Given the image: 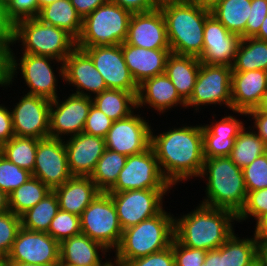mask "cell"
<instances>
[{
  "mask_svg": "<svg viewBox=\"0 0 267 266\" xmlns=\"http://www.w3.org/2000/svg\"><path fill=\"white\" fill-rule=\"evenodd\" d=\"M12 41H0V87H10Z\"/></svg>",
  "mask_w": 267,
  "mask_h": 266,
  "instance_id": "obj_50",
  "label": "cell"
},
{
  "mask_svg": "<svg viewBox=\"0 0 267 266\" xmlns=\"http://www.w3.org/2000/svg\"><path fill=\"white\" fill-rule=\"evenodd\" d=\"M254 236L260 246H267V214L262 216L255 224Z\"/></svg>",
  "mask_w": 267,
  "mask_h": 266,
  "instance_id": "obj_56",
  "label": "cell"
},
{
  "mask_svg": "<svg viewBox=\"0 0 267 266\" xmlns=\"http://www.w3.org/2000/svg\"><path fill=\"white\" fill-rule=\"evenodd\" d=\"M143 118L132 113L127 118L113 121L104 138L106 148L126 156L147 150L151 144L152 128L151 123Z\"/></svg>",
  "mask_w": 267,
  "mask_h": 266,
  "instance_id": "obj_16",
  "label": "cell"
},
{
  "mask_svg": "<svg viewBox=\"0 0 267 266\" xmlns=\"http://www.w3.org/2000/svg\"><path fill=\"white\" fill-rule=\"evenodd\" d=\"M249 128L244 127L240 131L229 156L232 162L241 169L267 152L265 142L252 130L251 126Z\"/></svg>",
  "mask_w": 267,
  "mask_h": 266,
  "instance_id": "obj_36",
  "label": "cell"
},
{
  "mask_svg": "<svg viewBox=\"0 0 267 266\" xmlns=\"http://www.w3.org/2000/svg\"><path fill=\"white\" fill-rule=\"evenodd\" d=\"M175 266H203L207 251L182 245L175 237L172 241Z\"/></svg>",
  "mask_w": 267,
  "mask_h": 266,
  "instance_id": "obj_45",
  "label": "cell"
},
{
  "mask_svg": "<svg viewBox=\"0 0 267 266\" xmlns=\"http://www.w3.org/2000/svg\"><path fill=\"white\" fill-rule=\"evenodd\" d=\"M8 266H45L40 264H27V263H8Z\"/></svg>",
  "mask_w": 267,
  "mask_h": 266,
  "instance_id": "obj_64",
  "label": "cell"
},
{
  "mask_svg": "<svg viewBox=\"0 0 267 266\" xmlns=\"http://www.w3.org/2000/svg\"><path fill=\"white\" fill-rule=\"evenodd\" d=\"M248 192L267 188V152L242 169Z\"/></svg>",
  "mask_w": 267,
  "mask_h": 266,
  "instance_id": "obj_43",
  "label": "cell"
},
{
  "mask_svg": "<svg viewBox=\"0 0 267 266\" xmlns=\"http://www.w3.org/2000/svg\"><path fill=\"white\" fill-rule=\"evenodd\" d=\"M163 176L158 160L151 146L135 155L127 156L116 183L107 193H120L135 189H171Z\"/></svg>",
  "mask_w": 267,
  "mask_h": 266,
  "instance_id": "obj_10",
  "label": "cell"
},
{
  "mask_svg": "<svg viewBox=\"0 0 267 266\" xmlns=\"http://www.w3.org/2000/svg\"><path fill=\"white\" fill-rule=\"evenodd\" d=\"M183 1H186V2H189L192 4H196L203 9L211 11L213 8H215L223 0H183Z\"/></svg>",
  "mask_w": 267,
  "mask_h": 266,
  "instance_id": "obj_58",
  "label": "cell"
},
{
  "mask_svg": "<svg viewBox=\"0 0 267 266\" xmlns=\"http://www.w3.org/2000/svg\"><path fill=\"white\" fill-rule=\"evenodd\" d=\"M106 266H121V265H119L118 263H116V262H111L110 261V263L109 264H107Z\"/></svg>",
  "mask_w": 267,
  "mask_h": 266,
  "instance_id": "obj_67",
  "label": "cell"
},
{
  "mask_svg": "<svg viewBox=\"0 0 267 266\" xmlns=\"http://www.w3.org/2000/svg\"><path fill=\"white\" fill-rule=\"evenodd\" d=\"M80 49L89 55L108 89L138 93V85L126 65L121 44Z\"/></svg>",
  "mask_w": 267,
  "mask_h": 266,
  "instance_id": "obj_18",
  "label": "cell"
},
{
  "mask_svg": "<svg viewBox=\"0 0 267 266\" xmlns=\"http://www.w3.org/2000/svg\"><path fill=\"white\" fill-rule=\"evenodd\" d=\"M174 215L163 209L158 215L123 230L121 242L115 250L114 262H127L162 251L174 239Z\"/></svg>",
  "mask_w": 267,
  "mask_h": 266,
  "instance_id": "obj_5",
  "label": "cell"
},
{
  "mask_svg": "<svg viewBox=\"0 0 267 266\" xmlns=\"http://www.w3.org/2000/svg\"><path fill=\"white\" fill-rule=\"evenodd\" d=\"M137 93L106 89L92 96L93 105L113 121L129 117L137 109Z\"/></svg>",
  "mask_w": 267,
  "mask_h": 266,
  "instance_id": "obj_31",
  "label": "cell"
},
{
  "mask_svg": "<svg viewBox=\"0 0 267 266\" xmlns=\"http://www.w3.org/2000/svg\"><path fill=\"white\" fill-rule=\"evenodd\" d=\"M37 18L43 23L63 29L77 40L82 31V18L70 0H58L43 7Z\"/></svg>",
  "mask_w": 267,
  "mask_h": 266,
  "instance_id": "obj_30",
  "label": "cell"
},
{
  "mask_svg": "<svg viewBox=\"0 0 267 266\" xmlns=\"http://www.w3.org/2000/svg\"><path fill=\"white\" fill-rule=\"evenodd\" d=\"M63 81L77 87L73 94L82 96L92 97L108 89L89 55L78 47L64 60Z\"/></svg>",
  "mask_w": 267,
  "mask_h": 266,
  "instance_id": "obj_21",
  "label": "cell"
},
{
  "mask_svg": "<svg viewBox=\"0 0 267 266\" xmlns=\"http://www.w3.org/2000/svg\"><path fill=\"white\" fill-rule=\"evenodd\" d=\"M9 107L0 104V146L15 136Z\"/></svg>",
  "mask_w": 267,
  "mask_h": 266,
  "instance_id": "obj_51",
  "label": "cell"
},
{
  "mask_svg": "<svg viewBox=\"0 0 267 266\" xmlns=\"http://www.w3.org/2000/svg\"><path fill=\"white\" fill-rule=\"evenodd\" d=\"M57 266H71V265H68V264H58Z\"/></svg>",
  "mask_w": 267,
  "mask_h": 266,
  "instance_id": "obj_70",
  "label": "cell"
},
{
  "mask_svg": "<svg viewBox=\"0 0 267 266\" xmlns=\"http://www.w3.org/2000/svg\"><path fill=\"white\" fill-rule=\"evenodd\" d=\"M199 177L207 180L206 198L201 204L240 213L246 203L247 189L242 169L229 156L205 159Z\"/></svg>",
  "mask_w": 267,
  "mask_h": 266,
  "instance_id": "obj_4",
  "label": "cell"
},
{
  "mask_svg": "<svg viewBox=\"0 0 267 266\" xmlns=\"http://www.w3.org/2000/svg\"><path fill=\"white\" fill-rule=\"evenodd\" d=\"M47 233L59 243L81 234L80 216L59 210L51 221Z\"/></svg>",
  "mask_w": 267,
  "mask_h": 266,
  "instance_id": "obj_40",
  "label": "cell"
},
{
  "mask_svg": "<svg viewBox=\"0 0 267 266\" xmlns=\"http://www.w3.org/2000/svg\"><path fill=\"white\" fill-rule=\"evenodd\" d=\"M10 1L11 0H0V3L4 4L5 6H7Z\"/></svg>",
  "mask_w": 267,
  "mask_h": 266,
  "instance_id": "obj_68",
  "label": "cell"
},
{
  "mask_svg": "<svg viewBox=\"0 0 267 266\" xmlns=\"http://www.w3.org/2000/svg\"><path fill=\"white\" fill-rule=\"evenodd\" d=\"M246 114L248 119L252 116L251 119L254 121L252 128L267 146V114L262 113L258 108L250 110ZM255 129L257 131H255Z\"/></svg>",
  "mask_w": 267,
  "mask_h": 266,
  "instance_id": "obj_53",
  "label": "cell"
},
{
  "mask_svg": "<svg viewBox=\"0 0 267 266\" xmlns=\"http://www.w3.org/2000/svg\"><path fill=\"white\" fill-rule=\"evenodd\" d=\"M51 191L42 181L31 176L24 184L9 194V209L14 214L21 216Z\"/></svg>",
  "mask_w": 267,
  "mask_h": 266,
  "instance_id": "obj_37",
  "label": "cell"
},
{
  "mask_svg": "<svg viewBox=\"0 0 267 266\" xmlns=\"http://www.w3.org/2000/svg\"><path fill=\"white\" fill-rule=\"evenodd\" d=\"M32 176L51 190L63 185L73 176L68 166L64 139L52 137L39 139Z\"/></svg>",
  "mask_w": 267,
  "mask_h": 266,
  "instance_id": "obj_15",
  "label": "cell"
},
{
  "mask_svg": "<svg viewBox=\"0 0 267 266\" xmlns=\"http://www.w3.org/2000/svg\"><path fill=\"white\" fill-rule=\"evenodd\" d=\"M167 30L171 53L199 57L202 54L204 25L211 11L183 0L159 5Z\"/></svg>",
  "mask_w": 267,
  "mask_h": 266,
  "instance_id": "obj_3",
  "label": "cell"
},
{
  "mask_svg": "<svg viewBox=\"0 0 267 266\" xmlns=\"http://www.w3.org/2000/svg\"><path fill=\"white\" fill-rule=\"evenodd\" d=\"M59 210L57 196L52 190L34 207L20 216L21 227L29 231L47 233L51 221Z\"/></svg>",
  "mask_w": 267,
  "mask_h": 266,
  "instance_id": "obj_35",
  "label": "cell"
},
{
  "mask_svg": "<svg viewBox=\"0 0 267 266\" xmlns=\"http://www.w3.org/2000/svg\"><path fill=\"white\" fill-rule=\"evenodd\" d=\"M21 42L22 53L48 56L63 61L76 48V40L66 31L43 23L37 17L14 24L12 44Z\"/></svg>",
  "mask_w": 267,
  "mask_h": 266,
  "instance_id": "obj_6",
  "label": "cell"
},
{
  "mask_svg": "<svg viewBox=\"0 0 267 266\" xmlns=\"http://www.w3.org/2000/svg\"><path fill=\"white\" fill-rule=\"evenodd\" d=\"M38 142L39 139L33 137L14 136L0 146V153L10 162L33 173Z\"/></svg>",
  "mask_w": 267,
  "mask_h": 266,
  "instance_id": "obj_39",
  "label": "cell"
},
{
  "mask_svg": "<svg viewBox=\"0 0 267 266\" xmlns=\"http://www.w3.org/2000/svg\"><path fill=\"white\" fill-rule=\"evenodd\" d=\"M21 55L22 57L18 58L13 52V49H11L10 84L14 82V78H17L16 76L19 73L17 71L19 69L21 71V78L24 79L25 85L29 88L27 94L41 96L49 100H54L59 97L57 94L58 80L54 73L55 70L51 66V61L58 63L57 65L60 63L58 74L59 77L61 76V80H64V62L48 56H38L28 53H22Z\"/></svg>",
  "mask_w": 267,
  "mask_h": 266,
  "instance_id": "obj_9",
  "label": "cell"
},
{
  "mask_svg": "<svg viewBox=\"0 0 267 266\" xmlns=\"http://www.w3.org/2000/svg\"><path fill=\"white\" fill-rule=\"evenodd\" d=\"M158 6L167 2L175 1V0H153Z\"/></svg>",
  "mask_w": 267,
  "mask_h": 266,
  "instance_id": "obj_65",
  "label": "cell"
},
{
  "mask_svg": "<svg viewBox=\"0 0 267 266\" xmlns=\"http://www.w3.org/2000/svg\"><path fill=\"white\" fill-rule=\"evenodd\" d=\"M231 68L232 72L265 70L267 68V42L255 37L241 38Z\"/></svg>",
  "mask_w": 267,
  "mask_h": 266,
  "instance_id": "obj_34",
  "label": "cell"
},
{
  "mask_svg": "<svg viewBox=\"0 0 267 266\" xmlns=\"http://www.w3.org/2000/svg\"><path fill=\"white\" fill-rule=\"evenodd\" d=\"M249 266H260L258 261L256 260L253 264L249 265Z\"/></svg>",
  "mask_w": 267,
  "mask_h": 266,
  "instance_id": "obj_69",
  "label": "cell"
},
{
  "mask_svg": "<svg viewBox=\"0 0 267 266\" xmlns=\"http://www.w3.org/2000/svg\"><path fill=\"white\" fill-rule=\"evenodd\" d=\"M132 13L107 2L100 5L82 20V31L76 47L120 45L125 42Z\"/></svg>",
  "mask_w": 267,
  "mask_h": 266,
  "instance_id": "obj_7",
  "label": "cell"
},
{
  "mask_svg": "<svg viewBox=\"0 0 267 266\" xmlns=\"http://www.w3.org/2000/svg\"><path fill=\"white\" fill-rule=\"evenodd\" d=\"M14 24L7 16L6 6L0 3V41H13Z\"/></svg>",
  "mask_w": 267,
  "mask_h": 266,
  "instance_id": "obj_54",
  "label": "cell"
},
{
  "mask_svg": "<svg viewBox=\"0 0 267 266\" xmlns=\"http://www.w3.org/2000/svg\"><path fill=\"white\" fill-rule=\"evenodd\" d=\"M267 93L265 70L232 72L231 76V110L244 115L257 109Z\"/></svg>",
  "mask_w": 267,
  "mask_h": 266,
  "instance_id": "obj_22",
  "label": "cell"
},
{
  "mask_svg": "<svg viewBox=\"0 0 267 266\" xmlns=\"http://www.w3.org/2000/svg\"><path fill=\"white\" fill-rule=\"evenodd\" d=\"M32 173L10 162L0 153V189L8 195L24 184Z\"/></svg>",
  "mask_w": 267,
  "mask_h": 266,
  "instance_id": "obj_41",
  "label": "cell"
},
{
  "mask_svg": "<svg viewBox=\"0 0 267 266\" xmlns=\"http://www.w3.org/2000/svg\"><path fill=\"white\" fill-rule=\"evenodd\" d=\"M122 8L133 13H144L152 11L159 6L153 0H110Z\"/></svg>",
  "mask_w": 267,
  "mask_h": 266,
  "instance_id": "obj_52",
  "label": "cell"
},
{
  "mask_svg": "<svg viewBox=\"0 0 267 266\" xmlns=\"http://www.w3.org/2000/svg\"><path fill=\"white\" fill-rule=\"evenodd\" d=\"M201 63L232 67L240 37L228 31L212 14L204 25Z\"/></svg>",
  "mask_w": 267,
  "mask_h": 266,
  "instance_id": "obj_19",
  "label": "cell"
},
{
  "mask_svg": "<svg viewBox=\"0 0 267 266\" xmlns=\"http://www.w3.org/2000/svg\"><path fill=\"white\" fill-rule=\"evenodd\" d=\"M56 1L58 0H39V12L43 7H46Z\"/></svg>",
  "mask_w": 267,
  "mask_h": 266,
  "instance_id": "obj_63",
  "label": "cell"
},
{
  "mask_svg": "<svg viewBox=\"0 0 267 266\" xmlns=\"http://www.w3.org/2000/svg\"><path fill=\"white\" fill-rule=\"evenodd\" d=\"M81 232L115 251L123 234L114 202L107 192H100L80 216Z\"/></svg>",
  "mask_w": 267,
  "mask_h": 266,
  "instance_id": "obj_8",
  "label": "cell"
},
{
  "mask_svg": "<svg viewBox=\"0 0 267 266\" xmlns=\"http://www.w3.org/2000/svg\"><path fill=\"white\" fill-rule=\"evenodd\" d=\"M136 98L137 108H144L147 105L148 108L159 112V115L167 113L177 105L186 108V102L179 96L176 87L165 73L148 78L139 84Z\"/></svg>",
  "mask_w": 267,
  "mask_h": 266,
  "instance_id": "obj_26",
  "label": "cell"
},
{
  "mask_svg": "<svg viewBox=\"0 0 267 266\" xmlns=\"http://www.w3.org/2000/svg\"><path fill=\"white\" fill-rule=\"evenodd\" d=\"M60 262L71 266H106L111 260L102 262V258L109 250L100 243L90 239L87 235L79 234L60 242ZM100 251L102 252L100 254ZM110 259V260H109Z\"/></svg>",
  "mask_w": 267,
  "mask_h": 266,
  "instance_id": "obj_27",
  "label": "cell"
},
{
  "mask_svg": "<svg viewBox=\"0 0 267 266\" xmlns=\"http://www.w3.org/2000/svg\"><path fill=\"white\" fill-rule=\"evenodd\" d=\"M250 9L251 0H223L211 10V14L228 31L240 38H246V24Z\"/></svg>",
  "mask_w": 267,
  "mask_h": 266,
  "instance_id": "obj_33",
  "label": "cell"
},
{
  "mask_svg": "<svg viewBox=\"0 0 267 266\" xmlns=\"http://www.w3.org/2000/svg\"><path fill=\"white\" fill-rule=\"evenodd\" d=\"M59 245L48 233L29 231L21 227L4 260L7 263L57 266L60 262Z\"/></svg>",
  "mask_w": 267,
  "mask_h": 266,
  "instance_id": "obj_13",
  "label": "cell"
},
{
  "mask_svg": "<svg viewBox=\"0 0 267 266\" xmlns=\"http://www.w3.org/2000/svg\"><path fill=\"white\" fill-rule=\"evenodd\" d=\"M10 211L9 209V195L0 189V213Z\"/></svg>",
  "mask_w": 267,
  "mask_h": 266,
  "instance_id": "obj_59",
  "label": "cell"
},
{
  "mask_svg": "<svg viewBox=\"0 0 267 266\" xmlns=\"http://www.w3.org/2000/svg\"><path fill=\"white\" fill-rule=\"evenodd\" d=\"M169 189H135L109 193L117 210L122 229L158 215L163 208V197Z\"/></svg>",
  "mask_w": 267,
  "mask_h": 266,
  "instance_id": "obj_12",
  "label": "cell"
},
{
  "mask_svg": "<svg viewBox=\"0 0 267 266\" xmlns=\"http://www.w3.org/2000/svg\"><path fill=\"white\" fill-rule=\"evenodd\" d=\"M57 97L51 100L49 118V137L65 139L83 132L92 97L70 94L63 101ZM63 136V137H62Z\"/></svg>",
  "mask_w": 267,
  "mask_h": 266,
  "instance_id": "obj_14",
  "label": "cell"
},
{
  "mask_svg": "<svg viewBox=\"0 0 267 266\" xmlns=\"http://www.w3.org/2000/svg\"><path fill=\"white\" fill-rule=\"evenodd\" d=\"M265 214H267V188L247 193L246 203L237 215V221H246L252 216L257 222Z\"/></svg>",
  "mask_w": 267,
  "mask_h": 266,
  "instance_id": "obj_44",
  "label": "cell"
},
{
  "mask_svg": "<svg viewBox=\"0 0 267 266\" xmlns=\"http://www.w3.org/2000/svg\"><path fill=\"white\" fill-rule=\"evenodd\" d=\"M20 228V216L12 211L0 213V259L9 254Z\"/></svg>",
  "mask_w": 267,
  "mask_h": 266,
  "instance_id": "obj_42",
  "label": "cell"
},
{
  "mask_svg": "<svg viewBox=\"0 0 267 266\" xmlns=\"http://www.w3.org/2000/svg\"><path fill=\"white\" fill-rule=\"evenodd\" d=\"M259 247L255 236L240 239L234 232L220 246V265L249 266L257 260Z\"/></svg>",
  "mask_w": 267,
  "mask_h": 266,
  "instance_id": "obj_32",
  "label": "cell"
},
{
  "mask_svg": "<svg viewBox=\"0 0 267 266\" xmlns=\"http://www.w3.org/2000/svg\"><path fill=\"white\" fill-rule=\"evenodd\" d=\"M210 123L202 125L204 158L230 156L235 139L245 127L244 122L229 114L216 123Z\"/></svg>",
  "mask_w": 267,
  "mask_h": 266,
  "instance_id": "obj_25",
  "label": "cell"
},
{
  "mask_svg": "<svg viewBox=\"0 0 267 266\" xmlns=\"http://www.w3.org/2000/svg\"><path fill=\"white\" fill-rule=\"evenodd\" d=\"M152 131L150 146L163 176L172 187L200 176L205 161L202 125L174 127L158 135Z\"/></svg>",
  "mask_w": 267,
  "mask_h": 266,
  "instance_id": "obj_1",
  "label": "cell"
},
{
  "mask_svg": "<svg viewBox=\"0 0 267 266\" xmlns=\"http://www.w3.org/2000/svg\"><path fill=\"white\" fill-rule=\"evenodd\" d=\"M234 220V212L200 203L191 212L174 217V237L189 248L218 249L235 232Z\"/></svg>",
  "mask_w": 267,
  "mask_h": 266,
  "instance_id": "obj_2",
  "label": "cell"
},
{
  "mask_svg": "<svg viewBox=\"0 0 267 266\" xmlns=\"http://www.w3.org/2000/svg\"><path fill=\"white\" fill-rule=\"evenodd\" d=\"M64 144L73 176H91L106 149L104 138L84 132L64 139Z\"/></svg>",
  "mask_w": 267,
  "mask_h": 266,
  "instance_id": "obj_23",
  "label": "cell"
},
{
  "mask_svg": "<svg viewBox=\"0 0 267 266\" xmlns=\"http://www.w3.org/2000/svg\"><path fill=\"white\" fill-rule=\"evenodd\" d=\"M203 266H221L220 265V247L218 249L207 251Z\"/></svg>",
  "mask_w": 267,
  "mask_h": 266,
  "instance_id": "obj_57",
  "label": "cell"
},
{
  "mask_svg": "<svg viewBox=\"0 0 267 266\" xmlns=\"http://www.w3.org/2000/svg\"><path fill=\"white\" fill-rule=\"evenodd\" d=\"M122 53L137 85L144 80L165 73L170 49H146L123 42Z\"/></svg>",
  "mask_w": 267,
  "mask_h": 266,
  "instance_id": "obj_24",
  "label": "cell"
},
{
  "mask_svg": "<svg viewBox=\"0 0 267 266\" xmlns=\"http://www.w3.org/2000/svg\"><path fill=\"white\" fill-rule=\"evenodd\" d=\"M258 109L262 112L267 114V93L265 94V96L262 99L261 104L259 105Z\"/></svg>",
  "mask_w": 267,
  "mask_h": 266,
  "instance_id": "obj_62",
  "label": "cell"
},
{
  "mask_svg": "<svg viewBox=\"0 0 267 266\" xmlns=\"http://www.w3.org/2000/svg\"><path fill=\"white\" fill-rule=\"evenodd\" d=\"M6 10L13 24L23 19L35 18L39 15V0H11Z\"/></svg>",
  "mask_w": 267,
  "mask_h": 266,
  "instance_id": "obj_47",
  "label": "cell"
},
{
  "mask_svg": "<svg viewBox=\"0 0 267 266\" xmlns=\"http://www.w3.org/2000/svg\"><path fill=\"white\" fill-rule=\"evenodd\" d=\"M23 96L14 108H10L15 136L49 137L51 100L29 94Z\"/></svg>",
  "mask_w": 267,
  "mask_h": 266,
  "instance_id": "obj_17",
  "label": "cell"
},
{
  "mask_svg": "<svg viewBox=\"0 0 267 266\" xmlns=\"http://www.w3.org/2000/svg\"><path fill=\"white\" fill-rule=\"evenodd\" d=\"M267 16V0H251L250 15L246 24V38L254 37Z\"/></svg>",
  "mask_w": 267,
  "mask_h": 266,
  "instance_id": "obj_49",
  "label": "cell"
},
{
  "mask_svg": "<svg viewBox=\"0 0 267 266\" xmlns=\"http://www.w3.org/2000/svg\"><path fill=\"white\" fill-rule=\"evenodd\" d=\"M124 266H175L172 243L171 246L162 251L133 259L127 262Z\"/></svg>",
  "mask_w": 267,
  "mask_h": 266,
  "instance_id": "obj_48",
  "label": "cell"
},
{
  "mask_svg": "<svg viewBox=\"0 0 267 266\" xmlns=\"http://www.w3.org/2000/svg\"><path fill=\"white\" fill-rule=\"evenodd\" d=\"M126 159V155L105 149L90 176L101 192H107L116 183L120 171L125 166Z\"/></svg>",
  "mask_w": 267,
  "mask_h": 266,
  "instance_id": "obj_38",
  "label": "cell"
},
{
  "mask_svg": "<svg viewBox=\"0 0 267 266\" xmlns=\"http://www.w3.org/2000/svg\"><path fill=\"white\" fill-rule=\"evenodd\" d=\"M231 76L232 68L229 66L201 63L186 108L193 107L195 111H199L201 105L218 104L231 110Z\"/></svg>",
  "mask_w": 267,
  "mask_h": 266,
  "instance_id": "obj_11",
  "label": "cell"
},
{
  "mask_svg": "<svg viewBox=\"0 0 267 266\" xmlns=\"http://www.w3.org/2000/svg\"><path fill=\"white\" fill-rule=\"evenodd\" d=\"M125 43L146 49H170L166 22L158 7L144 13H133Z\"/></svg>",
  "mask_w": 267,
  "mask_h": 266,
  "instance_id": "obj_20",
  "label": "cell"
},
{
  "mask_svg": "<svg viewBox=\"0 0 267 266\" xmlns=\"http://www.w3.org/2000/svg\"><path fill=\"white\" fill-rule=\"evenodd\" d=\"M254 37L267 42V16L263 20L259 32Z\"/></svg>",
  "mask_w": 267,
  "mask_h": 266,
  "instance_id": "obj_61",
  "label": "cell"
},
{
  "mask_svg": "<svg viewBox=\"0 0 267 266\" xmlns=\"http://www.w3.org/2000/svg\"><path fill=\"white\" fill-rule=\"evenodd\" d=\"M201 62L198 57L171 53L168 56L165 74L172 81L179 96L187 102L192 96Z\"/></svg>",
  "mask_w": 267,
  "mask_h": 266,
  "instance_id": "obj_29",
  "label": "cell"
},
{
  "mask_svg": "<svg viewBox=\"0 0 267 266\" xmlns=\"http://www.w3.org/2000/svg\"><path fill=\"white\" fill-rule=\"evenodd\" d=\"M59 208L78 216L101 192L90 176H72L63 185L53 189Z\"/></svg>",
  "mask_w": 267,
  "mask_h": 266,
  "instance_id": "obj_28",
  "label": "cell"
},
{
  "mask_svg": "<svg viewBox=\"0 0 267 266\" xmlns=\"http://www.w3.org/2000/svg\"><path fill=\"white\" fill-rule=\"evenodd\" d=\"M113 120L92 104L90 107L83 132L105 138L111 128Z\"/></svg>",
  "mask_w": 267,
  "mask_h": 266,
  "instance_id": "obj_46",
  "label": "cell"
},
{
  "mask_svg": "<svg viewBox=\"0 0 267 266\" xmlns=\"http://www.w3.org/2000/svg\"><path fill=\"white\" fill-rule=\"evenodd\" d=\"M71 4L76 9L77 14L82 20L93 12L100 5H103L110 0H70Z\"/></svg>",
  "mask_w": 267,
  "mask_h": 266,
  "instance_id": "obj_55",
  "label": "cell"
},
{
  "mask_svg": "<svg viewBox=\"0 0 267 266\" xmlns=\"http://www.w3.org/2000/svg\"><path fill=\"white\" fill-rule=\"evenodd\" d=\"M0 266H8V263L4 259H0Z\"/></svg>",
  "mask_w": 267,
  "mask_h": 266,
  "instance_id": "obj_66",
  "label": "cell"
},
{
  "mask_svg": "<svg viewBox=\"0 0 267 266\" xmlns=\"http://www.w3.org/2000/svg\"><path fill=\"white\" fill-rule=\"evenodd\" d=\"M257 261L260 266H267V246L259 247Z\"/></svg>",
  "mask_w": 267,
  "mask_h": 266,
  "instance_id": "obj_60",
  "label": "cell"
}]
</instances>
